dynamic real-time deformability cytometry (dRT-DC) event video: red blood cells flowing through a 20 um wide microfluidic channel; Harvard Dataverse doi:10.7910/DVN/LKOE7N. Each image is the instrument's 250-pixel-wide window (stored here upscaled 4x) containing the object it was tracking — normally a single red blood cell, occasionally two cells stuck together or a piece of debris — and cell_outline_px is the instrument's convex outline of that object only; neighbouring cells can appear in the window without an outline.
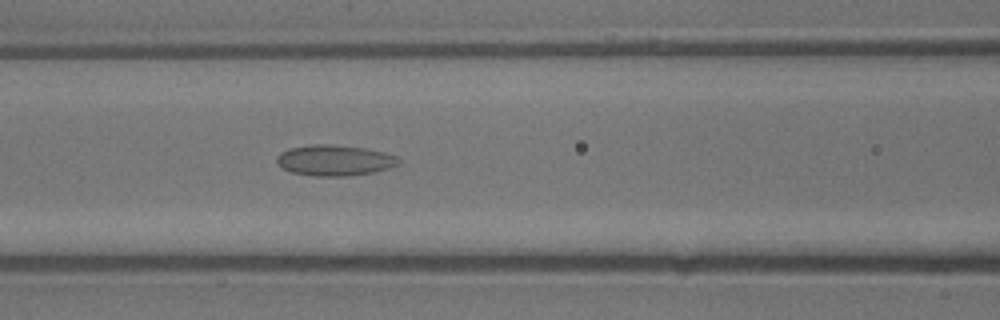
{"species": "common noctule bat (a hibernating species)", "species_latin": "Nyctalus noctula", "temperature_condition": "warm", "stored_images_in_passage": 25, "camera_frame_rate_fps": 3000, "um_per_image_px": 0.085, "animal": {"sex": "male", "body_mass_g": 13.3}, "frame": {"image": 1, "passage_image": 6, "time_ms": 1.667, "image_size_px": [1000, 320], "cell_outline_px": [[400, 164], [388, 168], [372, 172], [348, 176], [312, 176], [288, 172], [276, 160], [276, 156], [280, 152], [288, 148], [312, 144], [332, 144], [364, 148], [384, 152], [396, 156], [400, 160]], "centroid_in_image_um": [28.41, 13.62], "position_along_channel_um": 138.2, "area_um2": 21.96}}
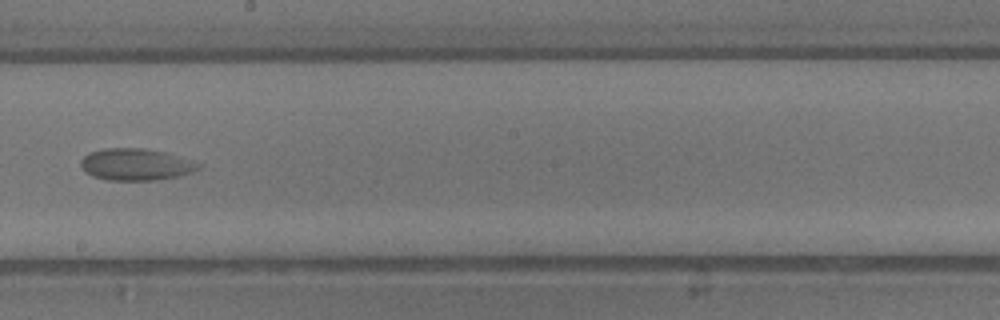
{"frame": {"image": 2, "passage_image": 11, "time_ms": 3.333, "image_size_px": [1000, 320], "cell_outline_px": [[204, 164], [200, 168], [192, 172], [180, 176], [156, 180], [108, 180], [92, 176], [84, 172], [80, 164], [80, 160], [88, 152], [104, 148], [144, 148], [164, 152], [192, 160]], "centroid_in_image_um": [11.55, 13.98], "position_along_channel_um": 236.7, "area_um2": 22.08}}
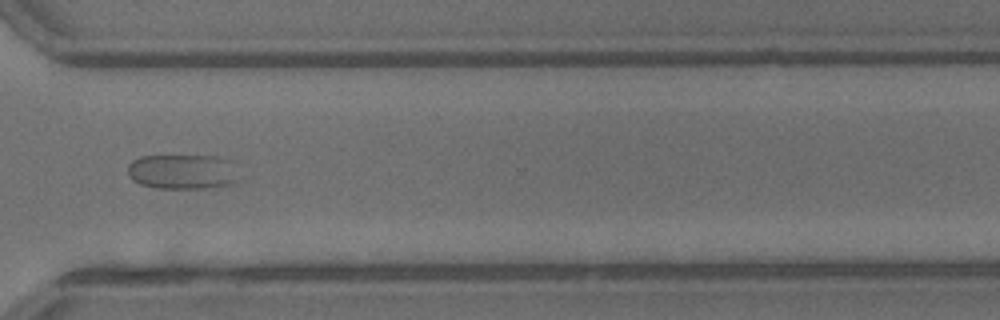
{"frame": {"image": 3, "passage_image": 17, "time_ms": 5.333, "image_size_px": [1000, 320], "cell_outline_px": [[244, 180], [236, 184], [204, 188], [156, 188], [140, 184], [132, 180], [128, 172], [128, 164], [132, 160], [140, 156], [216, 156], [228, 160]], "centroid_in_image_um": [15.57, 14.61], "position_along_channel_um": 355.0, "area_um2": 23.0}}